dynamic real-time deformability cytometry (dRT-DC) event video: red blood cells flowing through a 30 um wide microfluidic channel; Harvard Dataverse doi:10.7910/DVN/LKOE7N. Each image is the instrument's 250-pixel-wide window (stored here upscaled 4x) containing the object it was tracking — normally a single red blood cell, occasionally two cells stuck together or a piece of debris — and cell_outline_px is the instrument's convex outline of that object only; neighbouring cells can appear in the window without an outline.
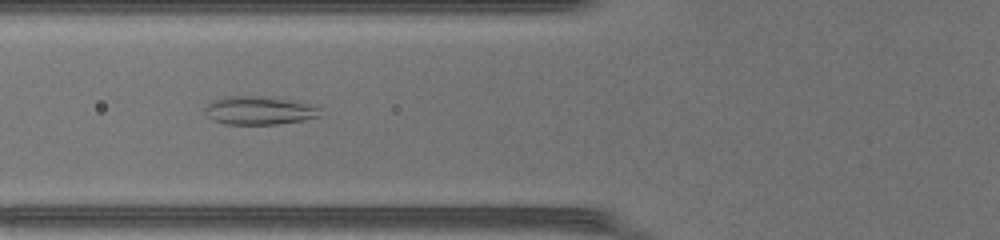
{"species": "common noctule bat (a hibernating species)", "species_latin": "Nyctalus noctula", "temperature_condition": "warm", "stored_images_in_passage": 48, "camera_frame_rate_fps": 3000, "um_per_image_px": 0.085, "animal": {"sex": "female", "body_mass_g": 17.0, "forearm_length_mm": 48.0}, "frame": {"image": 1, "passage_image": 19, "time_ms": 6.0, "image_size_px": [1000, 240], "cell_outline_px": [[320, 116], [304, 120], [276, 124], [224, 124], [212, 120], [204, 112], [204, 108], [212, 100], [228, 96], [260, 96], [316, 104]], "centroid_in_image_um": [22.0, 9.39], "position_along_channel_um": 103.8, "area_um2": 19.02}}
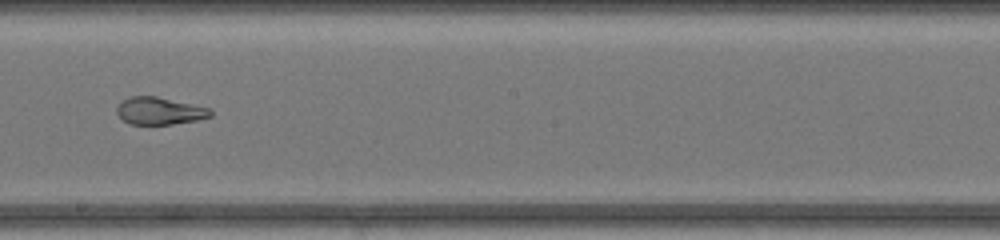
{"frame": {"image": 2, "passage_image": 28, "time_ms": 9.0, "image_size_px": [1000, 240], "cell_outline_px": [[212, 116], [196, 120], [172, 124], [128, 124], [116, 112], [116, 108], [128, 96], [156, 96], [208, 108], [212, 112]], "centroid_in_image_um": [13.54, 9.43], "position_along_channel_um": 234.7, "area_um2": 14.68}}
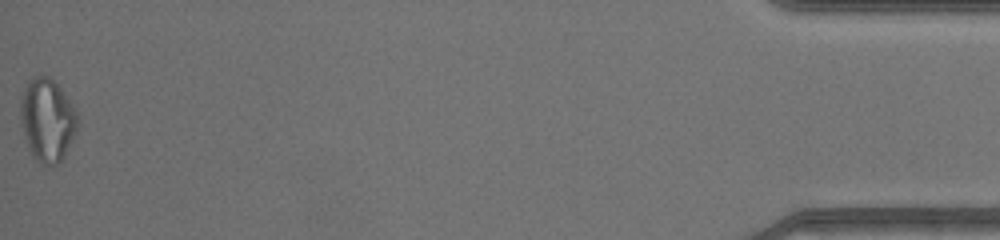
{"frame": {"image": 3, "passage_image": 48, "time_ms": 15.667, "image_size_px": [1000, 240], "cell_outline_px": [[80, 120], [76, 132], [60, 160], [56, 164], [48, 168], [40, 164], [28, 152], [20, 120], [20, 100], [24, 88], [28, 80], [40, 72], [48, 76], [60, 88], [76, 108]], "centroid_in_image_um": [4.0, 10.19], "position_along_channel_um": 431.2, "area_um2": 28.21}}